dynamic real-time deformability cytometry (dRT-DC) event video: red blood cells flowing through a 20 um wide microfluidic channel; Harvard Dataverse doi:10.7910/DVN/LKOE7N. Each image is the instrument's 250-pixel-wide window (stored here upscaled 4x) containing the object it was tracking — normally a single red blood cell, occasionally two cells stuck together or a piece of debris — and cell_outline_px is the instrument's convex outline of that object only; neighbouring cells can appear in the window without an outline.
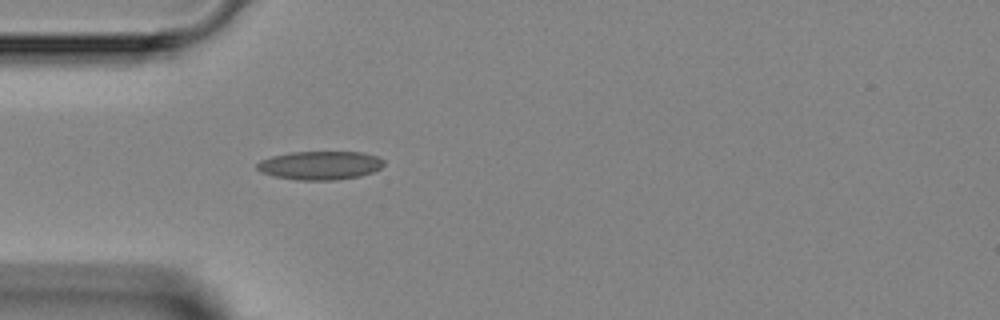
{"species": "Egyptian fruit bat (a non-hibernating species)", "species_latin": "Rousettus aegyptiacus", "temperature_condition": "room temperature", "stored_images_in_passage": 5, "camera_frame_rate_fps": 3000, "um_per_image_px": 0.085, "animal": {"sex": "female"}, "frame": {"image": 1, "passage_image": 5, "time_ms": 4.333, "image_size_px": [1000, 320], "cell_outline_px": [[384, 164], [380, 168], [372, 172], [360, 176], [336, 180], [300, 180], [276, 176], [260, 172], [256, 168], [256, 164], [260, 160], [272, 156], [288, 152], [360, 152], [376, 156], [384, 160]], "centroid_in_image_um": [27.19, 14.05], "position_along_channel_um": 57.8, "area_um2": 21.1}}